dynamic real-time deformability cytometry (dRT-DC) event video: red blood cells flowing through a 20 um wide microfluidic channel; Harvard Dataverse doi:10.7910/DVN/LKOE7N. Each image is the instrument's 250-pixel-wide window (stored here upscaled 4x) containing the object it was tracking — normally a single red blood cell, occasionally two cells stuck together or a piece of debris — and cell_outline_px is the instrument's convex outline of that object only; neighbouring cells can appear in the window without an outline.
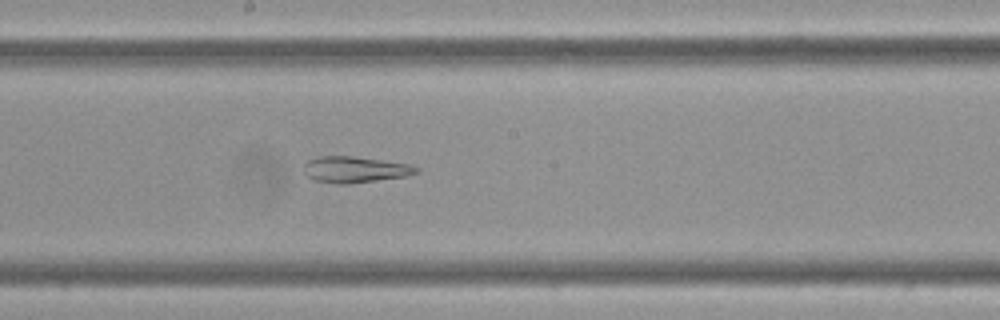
{"species": "Egyptian fruit bat (a non-hibernating species)", "species_latin": "Rousettus aegyptiacus", "temperature_condition": "cold", "stored_images_in_passage": 60, "segment_of_instrument_passage": [2, 2], "camera_frame_rate_fps": 3000, "um_per_image_px": 0.085, "frame": {"image": 1, "passage_image": 33, "time_ms": 10.667, "image_size_px": [1000, 320], "cell_outline_px": [[420, 172], [404, 176], [348, 184], [340, 184], [312, 180], [304, 172], [304, 164], [308, 160], [320, 156], [352, 156], [412, 164], [420, 168]], "centroid_in_image_um": [30.18, 14.4], "position_along_channel_um": 218.0, "area_um2": 17.17}}
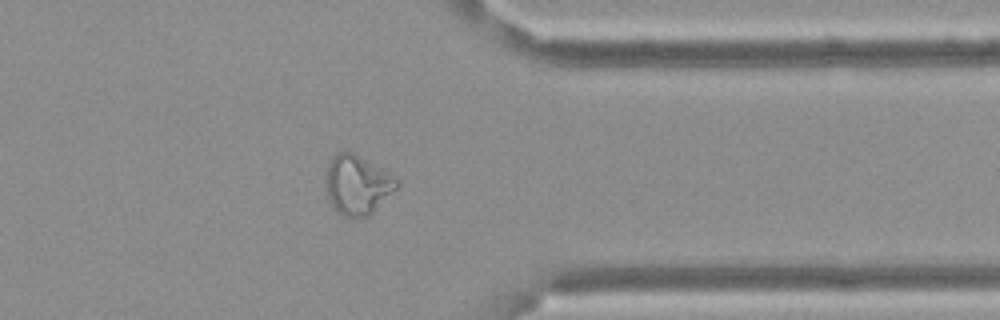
{"frame": {"image": 2, "passage_image": 48, "time_ms": 15.667, "image_size_px": [1000, 320], "cell_outline_px": [[400, 184], [368, 216], [340, 216], [332, 204], [328, 196], [324, 176], [328, 164], [332, 156], [336, 152], [352, 152], [400, 180]], "centroid_in_image_um": [30.33, 15.7], "position_along_channel_um": 381.1, "area_um2": 24.1}}
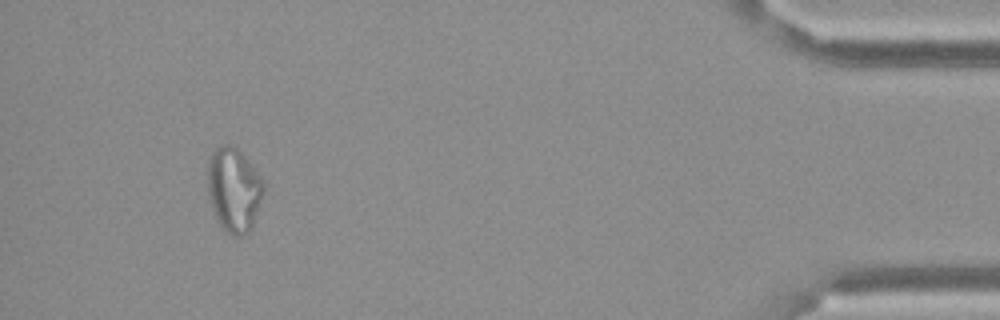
{"frame": {"image": 3, "passage_image": 56, "time_ms": 18.333, "image_size_px": [1000, 320], "cell_outline_px": [[264, 188], [252, 228], [248, 232], [240, 236], [232, 236], [220, 224], [212, 208], [208, 192], [208, 156], [216, 148], [224, 144], [232, 144], [244, 156], [264, 180]], "centroid_in_image_um": [19.87, 16.1], "position_along_channel_um": 415.3, "area_um2": 27.22}}